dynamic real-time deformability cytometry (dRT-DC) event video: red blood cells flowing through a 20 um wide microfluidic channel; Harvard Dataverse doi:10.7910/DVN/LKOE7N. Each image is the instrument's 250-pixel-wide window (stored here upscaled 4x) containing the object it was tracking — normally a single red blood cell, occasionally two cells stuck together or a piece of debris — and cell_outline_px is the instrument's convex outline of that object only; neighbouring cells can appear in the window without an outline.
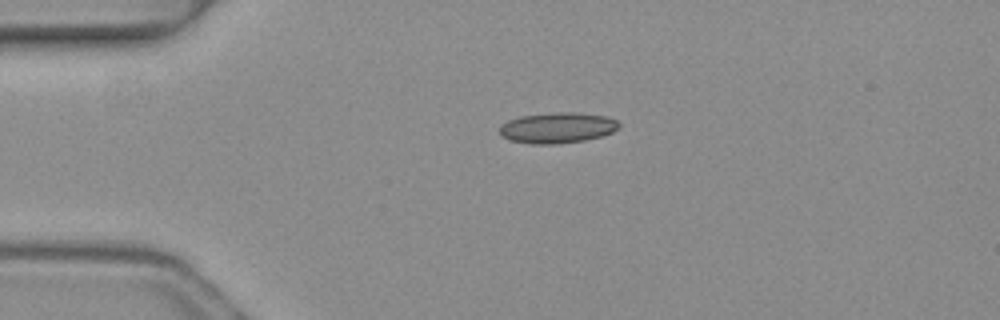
{"species": "common noctule bat (a hibernating species)", "species_latin": "Nyctalus noctula", "temperature_condition": "warm", "stored_images_in_passage": 4, "camera_frame_rate_fps": 3000, "um_per_image_px": 0.085, "animal": {"sex": "female", "body_mass_g": 19.3, "forearm_length_mm": 54.1}, "frame": {"image": 1, "passage_image": 1, "time_ms": 0.0, "image_size_px": [1000, 320], "cell_outline_px": [[620, 128], [612, 132], [600, 136], [584, 140], [556, 144], [532, 144], [512, 140], [500, 136], [500, 124], [508, 120], [520, 116], [556, 112], [576, 112], [608, 116], [616, 120], [620, 124]], "centroid_in_image_um": [47.38, 10.85], "position_along_channel_um": 37.6, "area_um2": 21.44}}
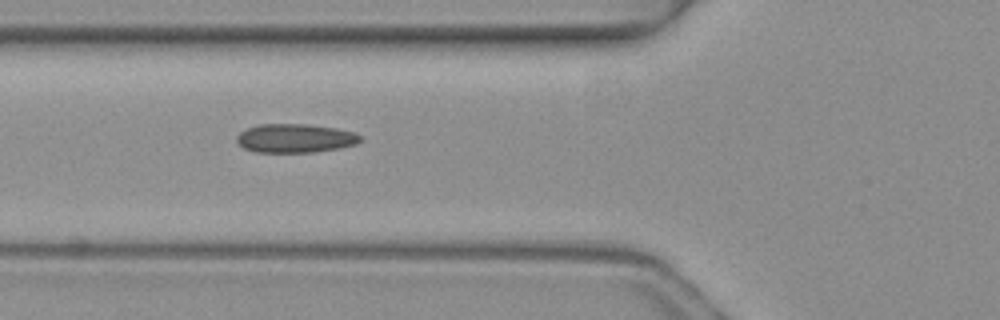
{"frame": {"image": 2, "passage_image": 3, "time_ms": 0.667, "image_size_px": [1000, 320], "cell_outline_px": [[360, 140], [356, 144], [340, 148], [312, 152], [256, 152], [244, 148], [236, 140], [236, 136], [240, 132], [248, 128], [260, 124], [304, 124], [336, 128], [356, 132], [360, 136]], "centroid_in_image_um": [25.09, 11.75], "position_along_channel_um": 100.7, "area_um2": 20.63}}
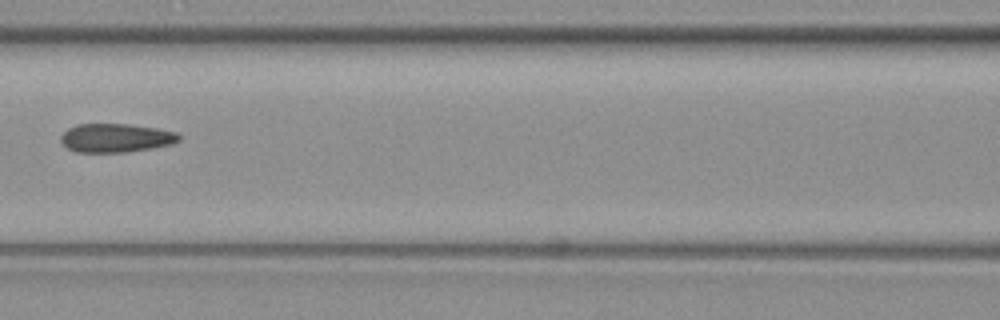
{"frame": {"image": 3, "passage_image": 4, "time_ms": 1.0, "image_size_px": [1000, 320], "cell_outline_px": [[180, 140], [172, 144], [152, 148], [128, 152], [76, 152], [68, 148], [60, 140], [60, 136], [68, 128], [76, 124], [128, 124], [156, 128], [176, 132], [180, 136]], "centroid_in_image_um": [9.84, 11.72], "position_along_channel_um": 156.8, "area_um2": 19.77}}